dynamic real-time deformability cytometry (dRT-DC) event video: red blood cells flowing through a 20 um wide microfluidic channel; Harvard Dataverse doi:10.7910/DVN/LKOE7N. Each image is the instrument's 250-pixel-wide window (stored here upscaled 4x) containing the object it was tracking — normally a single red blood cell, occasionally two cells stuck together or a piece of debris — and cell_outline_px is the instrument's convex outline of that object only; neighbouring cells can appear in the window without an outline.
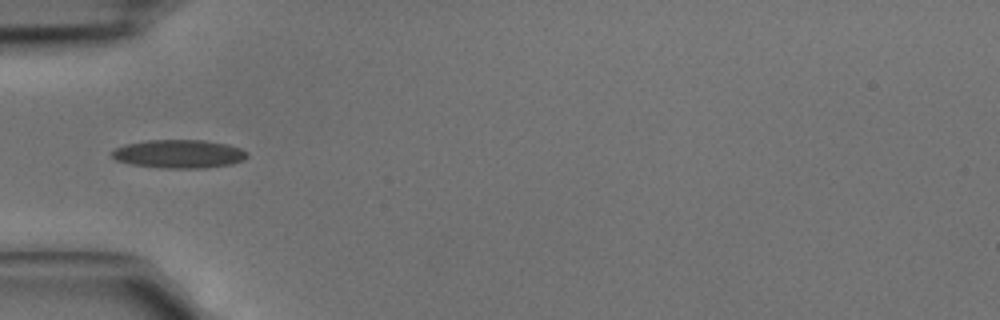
{"species": "common noctule bat (a hibernating species)", "species_latin": "Nyctalus noctula", "temperature_condition": "cold", "stored_images_in_passage": 5, "camera_frame_rate_fps": 3000, "um_per_image_px": 0.085, "animal": {"sex": "male", "body_mass_g": 15.6}, "frame": {"image": 1, "passage_image": 5, "time_ms": 1.333, "image_size_px": [1000, 320], "cell_outline_px": [[248, 156], [244, 160], [232, 164], [204, 168], [160, 168], [132, 164], [116, 160], [112, 156], [112, 152], [116, 148], [124, 144], [148, 140], [204, 140], [228, 144], [240, 148], [248, 152]], "centroid_in_image_um": [15.24, 13.08], "position_along_channel_um": 69.8, "area_um2": 22.48}}